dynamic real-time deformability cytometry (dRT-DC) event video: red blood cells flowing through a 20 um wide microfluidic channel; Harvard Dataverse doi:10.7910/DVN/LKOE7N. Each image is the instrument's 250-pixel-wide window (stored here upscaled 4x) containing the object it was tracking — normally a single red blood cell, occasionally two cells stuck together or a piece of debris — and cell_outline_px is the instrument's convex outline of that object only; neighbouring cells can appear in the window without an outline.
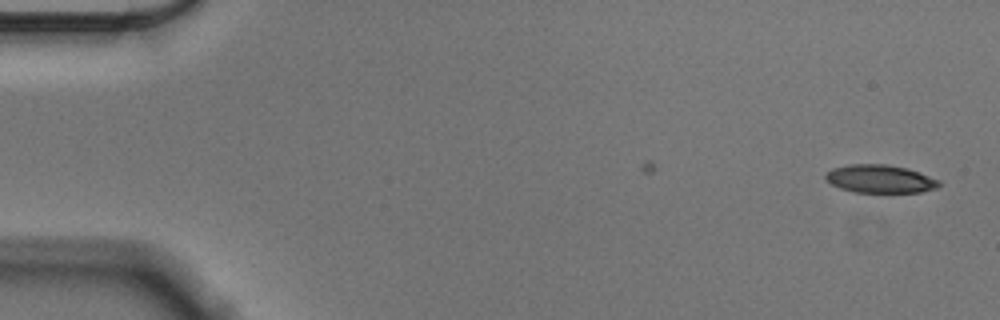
{"species": "Egyptian fruit bat (a non-hibernating species)", "species_latin": "Rousettus aegyptiacus", "temperature_condition": "cold", "stored_images_in_passage": 55, "camera_frame_rate_fps": 3000, "um_per_image_px": 0.085, "animal": {"sex": "male"}, "frame": {"image": 1, "passage_image": 1, "time_ms": 0.0, "image_size_px": [1000, 320], "cell_outline_px": [[940, 184], [936, 188], [920, 192], [856, 192], [840, 188], [832, 184], [824, 176], [832, 168], [848, 164], [884, 164], [904, 168], [940, 180]], "centroid_in_image_um": [74.78, 15.2], "position_along_channel_um": 10.2, "area_um2": 18.21}}
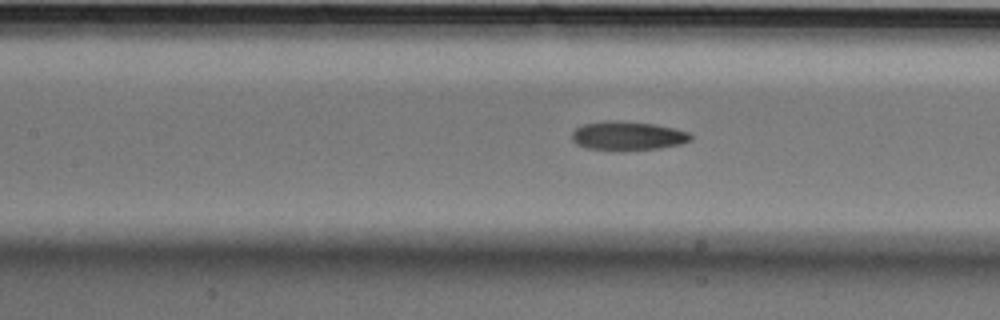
{"frame": {"image": 2, "passage_image": 24, "time_ms": 7.667, "image_size_px": [1000, 320], "cell_outline_px": [[692, 140], [680, 144], [660, 148], [588, 148], [576, 144], [572, 140], [572, 132], [576, 128], [584, 124], [604, 120], [616, 120], [656, 124], [676, 128], [688, 132], [692, 136]], "centroid_in_image_um": [53.38, 11.49], "position_along_channel_um": 154.0, "area_um2": 19.48}}
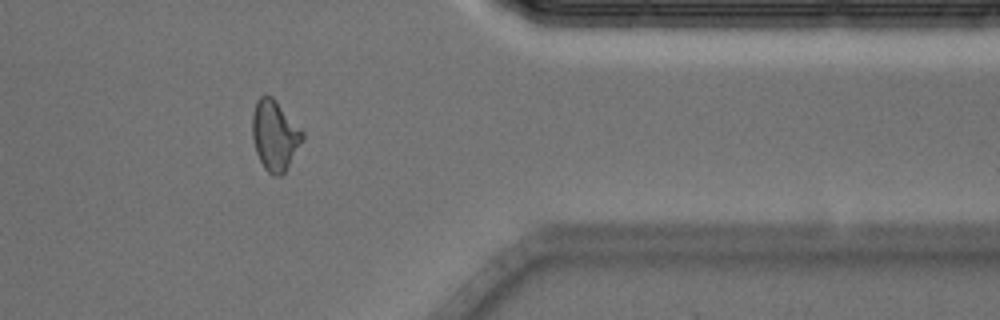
{"frame": {"image": 3, "passage_image": 45, "time_ms": 14.667, "image_size_px": [1000, 320], "cell_outline_px": [[304, 140], [284, 172], [280, 176], [272, 176], [264, 168], [256, 152], [252, 136], [252, 112], [256, 100], [264, 92], [272, 96], [276, 100], [304, 132]], "centroid_in_image_um": [23.35, 11.47], "position_along_channel_um": 388.1, "area_um2": 20.75}, "authors_computed_cell_mechanics": {"area_um2": 19.5942, "velocity_mm_per_s": 3.5616, "shape_relaxation_time_tau1_ms": 5.6999, "shape_relaxation_time_tau2_ms": 3.752, "deformation_change_tau1": 0.1492, "deformation_change_tau2": 0.1146}}